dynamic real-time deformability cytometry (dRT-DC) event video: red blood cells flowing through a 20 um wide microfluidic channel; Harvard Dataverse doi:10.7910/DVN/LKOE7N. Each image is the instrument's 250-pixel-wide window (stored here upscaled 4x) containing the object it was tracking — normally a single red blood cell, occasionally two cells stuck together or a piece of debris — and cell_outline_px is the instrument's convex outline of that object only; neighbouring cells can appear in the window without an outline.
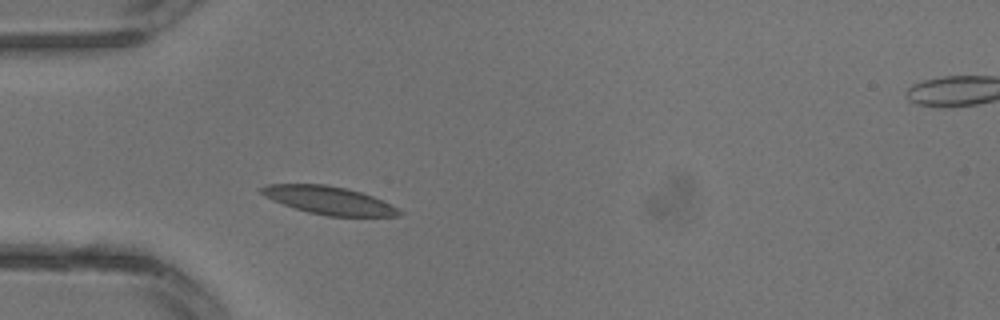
{"species": "common noctule bat (a hibernating species)", "species_latin": "Nyctalus noctula", "temperature_condition": "warm", "stored_images_in_passage": 2, "camera_frame_rate_fps": 3000, "um_per_image_px": 0.085, "animal": {"sex": "male", "body_mass_g": 13.3}, "frame": {"image": 1, "passage_image": 1, "time_ms": 0.0, "image_size_px": [1000, 320], "cell_outline_px": [[404, 212], [400, 216], [328, 216], [308, 212], [272, 200], [264, 196], [260, 192], [260, 188], [268, 184], [324, 184], [348, 188], [372, 196], [400, 208]], "centroid_in_image_um": [27.99, 17.03], "position_along_channel_um": 57.0, "area_um2": 22.43}}